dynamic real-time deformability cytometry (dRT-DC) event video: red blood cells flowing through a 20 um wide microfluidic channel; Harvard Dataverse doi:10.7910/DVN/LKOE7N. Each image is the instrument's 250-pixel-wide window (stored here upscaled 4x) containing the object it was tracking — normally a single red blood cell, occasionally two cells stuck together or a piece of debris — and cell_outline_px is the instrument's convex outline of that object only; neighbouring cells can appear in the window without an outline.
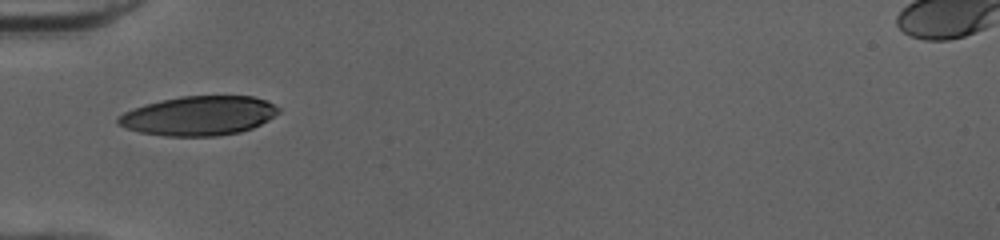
{"species": "human", "species_latin": "Homo sapiens", "temperature_condition": "cold", "stored_images_in_passage": 34, "camera_frame_rate_fps": 3000, "um_per_image_px": 0.085, "donor": {"sex": "female"}, "frame": {"image": 1, "passage_image": 1, "time_ms": 0.0, "image_size_px": [1000, 240], "cell_outline_px": [[280, 112], [268, 120], [252, 128], [240, 132], [216, 136], [164, 136], [140, 132], [116, 124], [116, 120], [124, 112], [132, 108], [144, 104], [160, 100], [180, 96], [252, 96], [268, 100], [280, 108]], "centroid_in_image_um": [16.91, 9.83], "position_along_channel_um": 68.1, "area_um2": 36.93}}
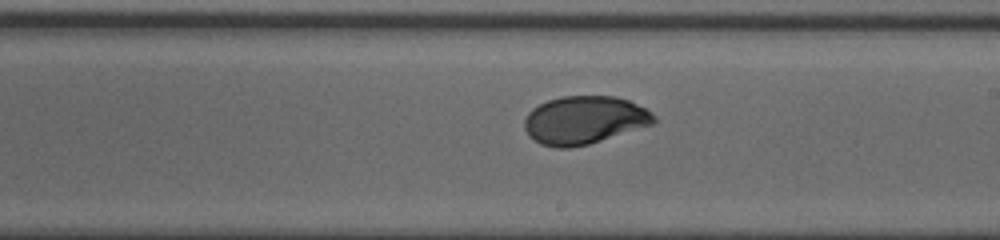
{"frame": {"image": 2, "passage_image": 14, "time_ms": 4.333, "image_size_px": [1000, 240], "cell_outline_px": [[656, 124], [588, 144], [568, 148], [556, 148], [540, 144], [528, 136], [524, 128], [524, 120], [528, 112], [532, 108], [548, 100], [560, 96], [616, 96], [628, 100], [652, 112], [656, 116]], "centroid_in_image_um": [49.67, 10.21], "position_along_channel_um": 239.3, "area_um2": 36.53}}
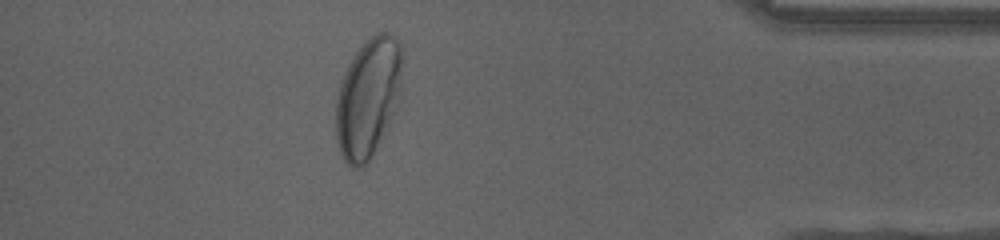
{"frame": {"image": 3, "passage_image": 29, "time_ms": 9.333, "image_size_px": [1000, 240], "cell_outline_px": [[404, 60], [400, 100], [388, 128], [368, 160], [360, 168], [352, 168], [344, 160], [340, 152], [336, 140], [336, 100], [340, 84], [344, 72], [352, 56], [376, 32], [388, 32], [396, 36], [400, 44]], "centroid_in_image_um": [31.33, 8.28], "position_along_channel_um": 403.9, "area_um2": 46.76}, "authors_computed_cell_mechanics": {"area_um2": 37.1654, "velocity_mm_per_s": 3.9834, "shape_relaxation_time_tau1_ms": 4.1477, "shape_relaxation_time_tau2_ms": 0.7853, "deformation_change_tau1": 0.1765, "deformation_change_tau2": 0.0326}}